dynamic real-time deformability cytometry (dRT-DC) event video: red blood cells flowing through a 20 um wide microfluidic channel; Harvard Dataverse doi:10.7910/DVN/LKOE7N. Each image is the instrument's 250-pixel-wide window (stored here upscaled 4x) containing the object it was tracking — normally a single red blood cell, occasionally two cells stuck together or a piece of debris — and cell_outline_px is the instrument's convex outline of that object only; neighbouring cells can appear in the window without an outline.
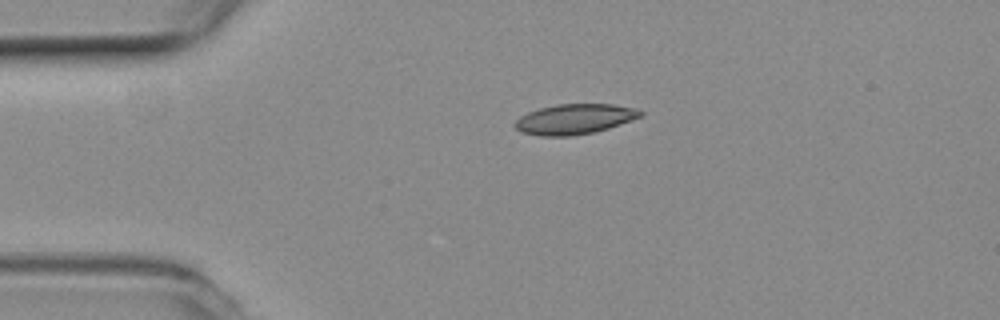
{"species": "common noctule bat (a hibernating species)", "species_latin": "Nyctalus noctula", "temperature_condition": "room temperature", "stored_images_in_passage": 43, "camera_frame_rate_fps": 3000, "um_per_image_px": 0.085, "animal": {"sex": "female", "body_mass_g": 19.3, "forearm_length_mm": 54.1}, "frame": {"image": 1, "passage_image": 1, "time_ms": 0.0, "image_size_px": [1000, 320], "cell_outline_px": [[644, 112], [640, 116], [620, 124], [596, 132], [572, 136], [540, 136], [520, 132], [516, 128], [516, 120], [520, 116], [528, 112], [540, 108], [560, 104], [612, 104], [632, 108]], "centroid_in_image_um": [48.8, 10.13], "position_along_channel_um": 36.2, "area_um2": 21.85}}
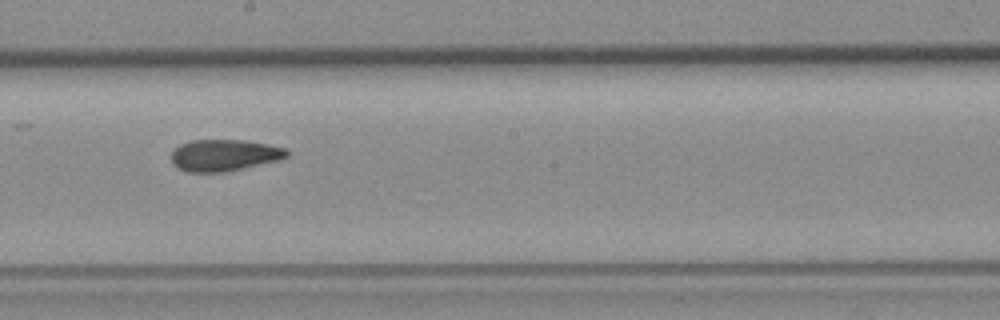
{"frame": {"image": 2, "passage_image": 19, "time_ms": 6.0, "image_size_px": [1000, 320], "cell_outline_px": [[292, 152], [288, 156], [280, 160], [224, 172], [188, 172], [176, 168], [172, 164], [172, 152], [180, 144], [192, 140], [244, 140], [288, 148]], "centroid_in_image_um": [19.09, 13.19], "position_along_channel_um": 229.1, "area_um2": 21.44}}
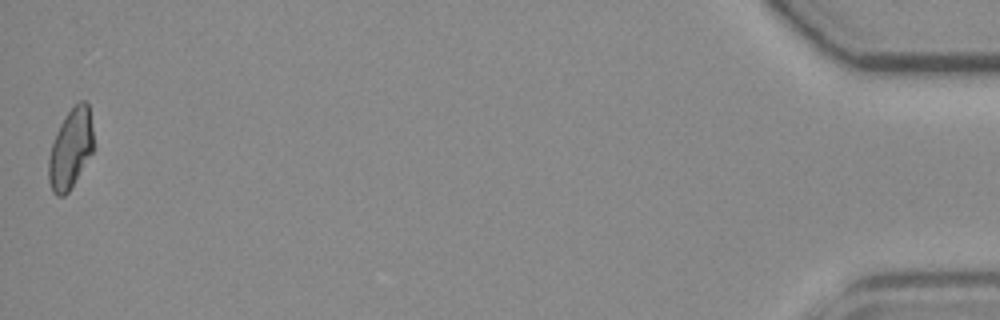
{"frame": {"image": 3, "passage_image": 43, "time_ms": 14.0, "image_size_px": [1000, 320], "cell_outline_px": [[92, 152], [68, 192], [64, 196], [56, 196], [52, 192], [48, 180], [48, 160], [52, 144], [56, 132], [60, 124], [68, 112], [80, 100], [84, 100], [88, 104], [92, 128]], "centroid_in_image_um": [5.97, 12.66], "position_along_channel_um": 429.2, "area_um2": 20.46}, "authors_computed_cell_mechanics": {"area_um2": 21.5016, "velocity_mm_per_s": 3.7821, "shape_relaxation_time_tau1_ms": 9.4844, "shape_relaxation_time_tau2_ms": 2.7041, "deformation_change_tau1": 0.2053, "deformation_change_tau2": 0.084}}